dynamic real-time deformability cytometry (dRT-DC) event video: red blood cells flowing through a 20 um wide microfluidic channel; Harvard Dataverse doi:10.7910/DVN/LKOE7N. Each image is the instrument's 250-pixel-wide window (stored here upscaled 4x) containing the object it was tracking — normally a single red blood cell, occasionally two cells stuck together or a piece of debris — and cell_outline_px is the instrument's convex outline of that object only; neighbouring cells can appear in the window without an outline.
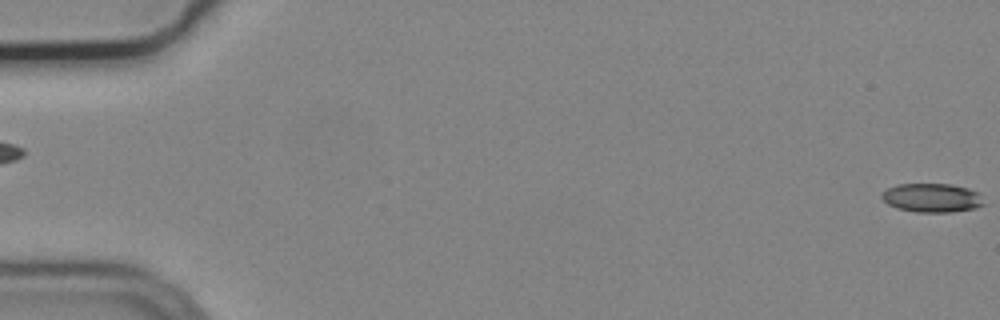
{"species": "common noctule bat (a hibernating species)", "species_latin": "Nyctalus noctula", "temperature_condition": "cold", "stored_images_in_passage": 5, "camera_frame_rate_fps": 3000, "um_per_image_px": 0.085, "animal": {"sex": "male", "body_mass_g": 19.2, "forearm_length_mm": 51.8}, "frame": {"image": 1, "passage_image": 1, "time_ms": 0.0, "image_size_px": [1000, 320], "cell_outline_px": [[984, 204], [976, 208], [952, 212], [916, 212], [896, 208], [888, 204], [880, 196], [880, 192], [896, 184], [952, 184], [968, 188], [976, 192]], "centroid_in_image_um": [79.16, 16.81], "position_along_channel_um": 5.8, "area_um2": 17.17}}